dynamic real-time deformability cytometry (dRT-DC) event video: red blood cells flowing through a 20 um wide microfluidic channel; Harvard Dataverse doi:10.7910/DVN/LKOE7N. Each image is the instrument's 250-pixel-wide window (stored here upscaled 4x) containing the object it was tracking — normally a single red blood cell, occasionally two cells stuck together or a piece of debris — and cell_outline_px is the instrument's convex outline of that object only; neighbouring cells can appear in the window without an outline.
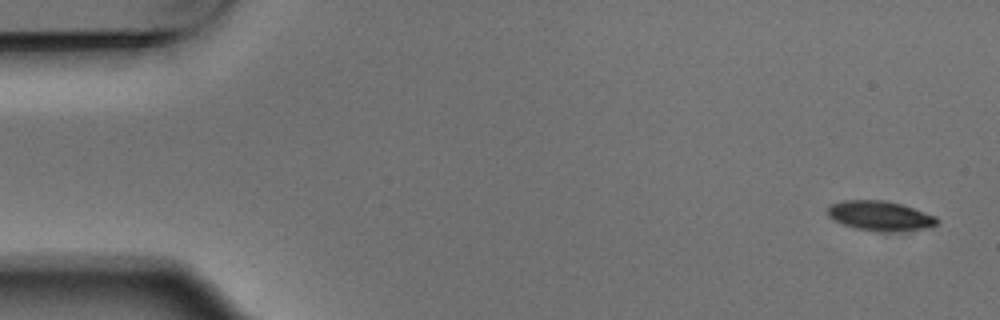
{"species": "Egyptian fruit bat (a non-hibernating species)", "species_latin": "Rousettus aegyptiacus", "temperature_condition": "warm", "stored_images_in_passage": 7, "camera_frame_rate_fps": 3000, "um_per_image_px": 0.085, "animal": {"sex": "male"}, "frame": {"image": 1, "passage_image": 1, "time_ms": 0.0, "image_size_px": [1000, 320], "cell_outline_px": [[940, 220], [936, 224], [928, 228], [896, 232], [884, 232], [856, 228], [832, 220], [828, 216], [828, 208], [832, 204], [844, 200], [884, 200], [900, 204], [936, 216]], "centroid_in_image_um": [74.82, 18.35], "position_along_channel_um": 10.2, "area_um2": 18.9}}
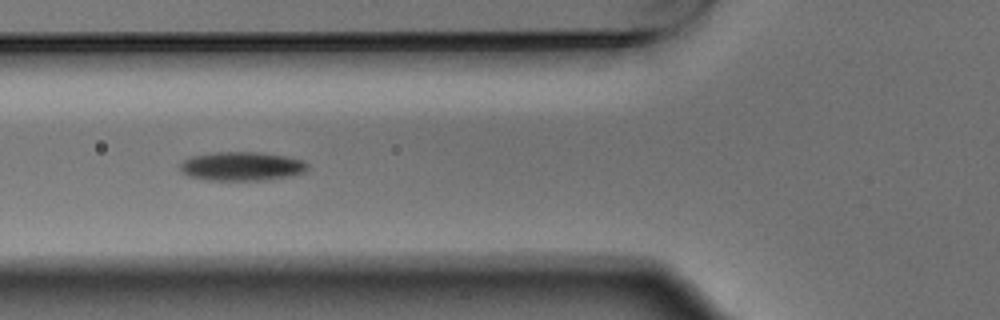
{"frame": {"image": 2, "passage_image": 6, "time_ms": 1.667, "image_size_px": [1000, 320], "cell_outline_px": [[308, 168], [304, 172], [288, 176], [260, 180], [204, 180], [188, 176], [180, 172], [180, 164], [188, 156], [216, 152], [264, 152], [288, 156], [304, 160], [308, 164]], "centroid_in_image_um": [20.52, 14.12], "position_along_channel_um": 105.3, "area_um2": 21.73}}
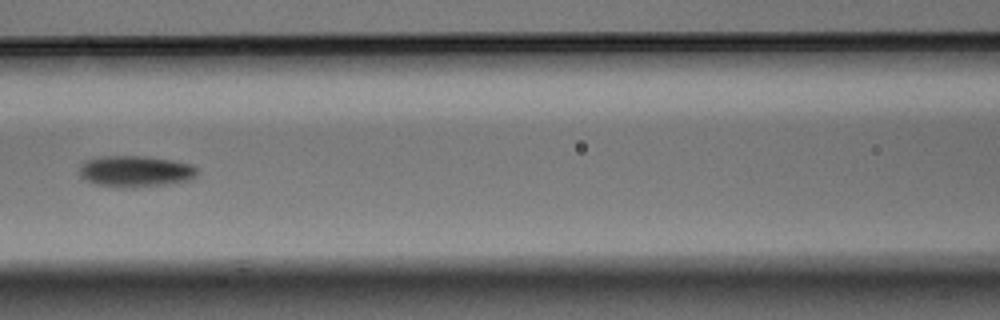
{"frame": {"image": 3, "passage_image": 7, "time_ms": 2.0, "image_size_px": [1000, 320], "cell_outline_px": [[196, 176], [188, 180], [164, 184], [132, 188], [120, 188], [96, 184], [84, 180], [80, 176], [80, 164], [84, 160], [100, 156], [144, 156], [172, 160], [192, 164], [196, 168]], "centroid_in_image_um": [11.45, 14.56], "position_along_channel_um": 155.1, "area_um2": 21.62}}